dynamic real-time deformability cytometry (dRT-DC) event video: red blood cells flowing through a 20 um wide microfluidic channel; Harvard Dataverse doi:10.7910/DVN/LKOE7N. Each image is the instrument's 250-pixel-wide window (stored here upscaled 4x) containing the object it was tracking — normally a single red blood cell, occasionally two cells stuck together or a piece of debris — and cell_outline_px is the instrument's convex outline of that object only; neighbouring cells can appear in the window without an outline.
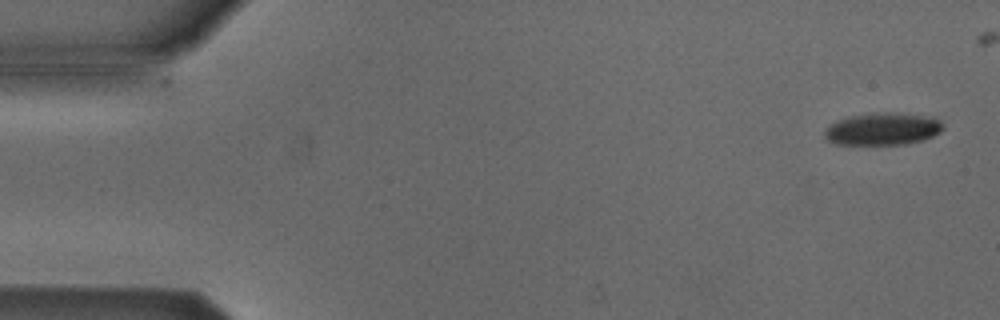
{"species": "Egyptian fruit bat (a non-hibernating species)", "species_latin": "Rousettus aegyptiacus", "temperature_condition": "cold", "stored_images_in_passage": 2, "camera_frame_rate_fps": 3000, "um_per_image_px": 0.085, "animal": {"sex": "male"}, "frame": {"image": 1, "passage_image": 2, "time_ms": 1.0, "image_size_px": [1000, 320], "cell_outline_px": [[944, 128], [940, 132], [924, 140], [904, 144], [836, 144], [828, 140], [824, 136], [824, 132], [832, 124], [840, 120], [852, 116], [932, 116], [940, 120], [944, 124]], "centroid_in_image_um": [75.08, 11.03], "position_along_channel_um": 9.9, "area_um2": 20.87}}